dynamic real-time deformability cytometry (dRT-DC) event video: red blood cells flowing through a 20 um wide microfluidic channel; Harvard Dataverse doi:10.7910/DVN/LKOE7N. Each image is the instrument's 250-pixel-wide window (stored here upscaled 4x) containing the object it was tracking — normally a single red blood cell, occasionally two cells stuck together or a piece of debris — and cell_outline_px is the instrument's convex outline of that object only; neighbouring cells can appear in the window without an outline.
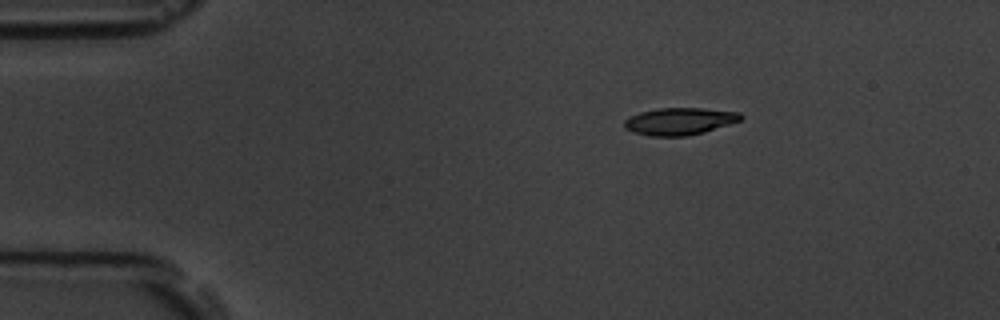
{"species": "common noctule bat (a hibernating species)", "species_latin": "Nyctalus noctula", "temperature_condition": "room temperature", "stored_images_in_passage": 3, "camera_frame_rate_fps": 3000, "um_per_image_px": 0.085, "animal": {"sex": "male", "body_mass_g": 19.5, "forearm_length_mm": 54.6}, "frame": {"image": 1, "passage_image": 1, "time_ms": 0.0, "image_size_px": [1000, 320], "cell_outline_px": [[744, 116], [740, 120], [704, 132], [688, 136], [652, 136], [632, 132], [624, 128], [624, 120], [628, 116], [640, 112], [660, 108], [704, 108], [740, 112]], "centroid_in_image_um": [57.73, 10.3], "position_along_channel_um": 27.3, "area_um2": 18.5}}